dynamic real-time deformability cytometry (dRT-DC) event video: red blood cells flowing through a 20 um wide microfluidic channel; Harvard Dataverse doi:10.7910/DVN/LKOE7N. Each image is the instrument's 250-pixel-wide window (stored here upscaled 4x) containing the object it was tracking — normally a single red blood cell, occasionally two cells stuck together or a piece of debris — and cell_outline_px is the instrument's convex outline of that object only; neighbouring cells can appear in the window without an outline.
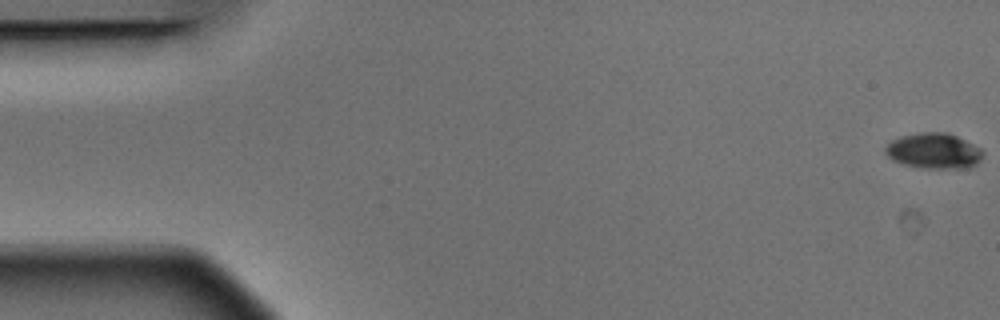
{"species": "Egyptian fruit bat (a non-hibernating species)", "species_latin": "Rousettus aegyptiacus", "temperature_condition": "warm", "stored_images_in_passage": 5, "camera_frame_rate_fps": 3000, "um_per_image_px": 0.085, "animal": {"sex": "male"}, "frame": {"image": 1, "passage_image": 1, "time_ms": 0.0, "image_size_px": [1000, 320], "cell_outline_px": [[984, 156], [972, 168], [924, 168], [904, 164], [892, 160], [884, 152], [884, 148], [892, 140], [900, 136], [920, 132], [948, 132], [980, 148], [984, 152]], "centroid_in_image_um": [79.38, 12.83], "position_along_channel_um": 5.6, "area_um2": 20.29}}